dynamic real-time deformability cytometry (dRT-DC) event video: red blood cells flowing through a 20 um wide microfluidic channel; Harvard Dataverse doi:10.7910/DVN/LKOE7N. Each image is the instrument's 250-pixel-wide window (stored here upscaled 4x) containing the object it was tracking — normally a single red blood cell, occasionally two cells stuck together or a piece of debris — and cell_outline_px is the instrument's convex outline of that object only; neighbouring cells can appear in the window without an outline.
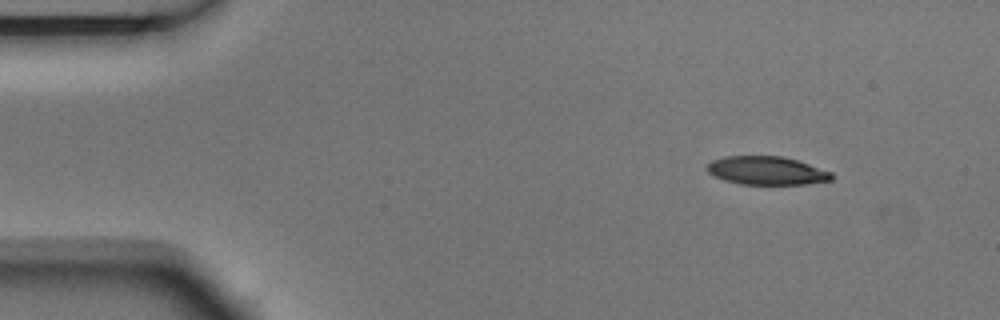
{"species": "Egyptian fruit bat (a non-hibernating species)", "species_latin": "Rousettus aegyptiacus", "temperature_condition": "room temperature", "stored_images_in_passage": 7, "camera_frame_rate_fps": 3000, "um_per_image_px": 0.085, "animal": {"sex": "male"}, "frame": {"image": 1, "passage_image": 1, "time_ms": 0.0, "image_size_px": [1000, 320], "cell_outline_px": [[832, 180], [804, 184], [740, 184], [724, 180], [712, 176], [704, 168], [712, 160], [724, 156], [784, 156], [832, 172]], "centroid_in_image_um": [65.11, 14.5], "position_along_channel_um": 19.9, "area_um2": 20.63}}
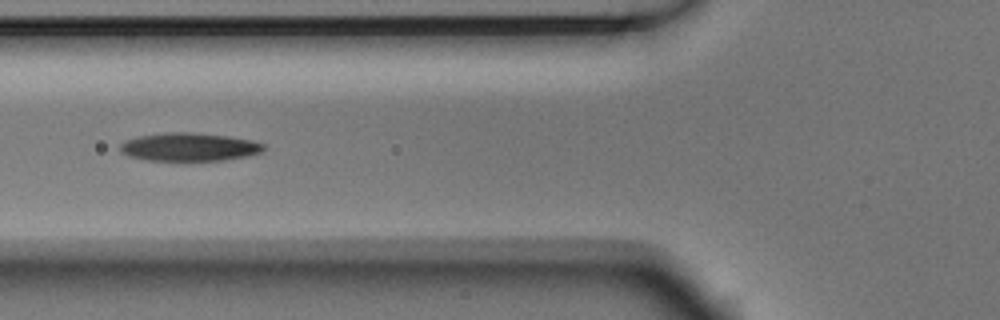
{"frame": {"image": 2, "passage_image": 5, "time_ms": 1.333, "image_size_px": [1000, 320], "cell_outline_px": [[264, 148], [260, 152], [248, 156], [224, 160], [148, 160], [128, 156], [120, 152], [120, 144], [124, 140], [136, 136], [164, 132], [192, 132], [228, 136], [252, 140], [264, 144]], "centroid_in_image_um": [16.04, 12.48], "position_along_channel_um": 109.8, "area_um2": 23.7}}
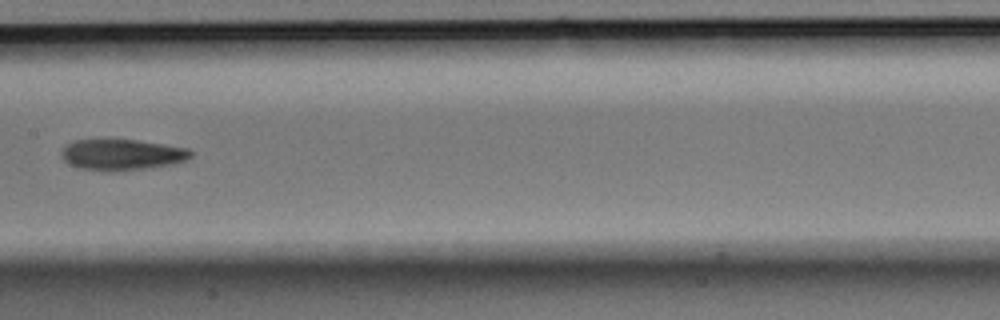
{"frame": {"image": 3, "passage_image": 7, "time_ms": 2.0, "image_size_px": [1000, 320], "cell_outline_px": [[192, 156], [184, 160], [172, 164], [144, 168], [112, 172], [108, 172], [80, 168], [68, 164], [60, 156], [60, 148], [72, 140], [136, 140], [164, 144], [188, 148], [192, 152]], "centroid_in_image_um": [10.29, 13.15], "position_along_channel_um": 197.1, "area_um2": 23.47}}